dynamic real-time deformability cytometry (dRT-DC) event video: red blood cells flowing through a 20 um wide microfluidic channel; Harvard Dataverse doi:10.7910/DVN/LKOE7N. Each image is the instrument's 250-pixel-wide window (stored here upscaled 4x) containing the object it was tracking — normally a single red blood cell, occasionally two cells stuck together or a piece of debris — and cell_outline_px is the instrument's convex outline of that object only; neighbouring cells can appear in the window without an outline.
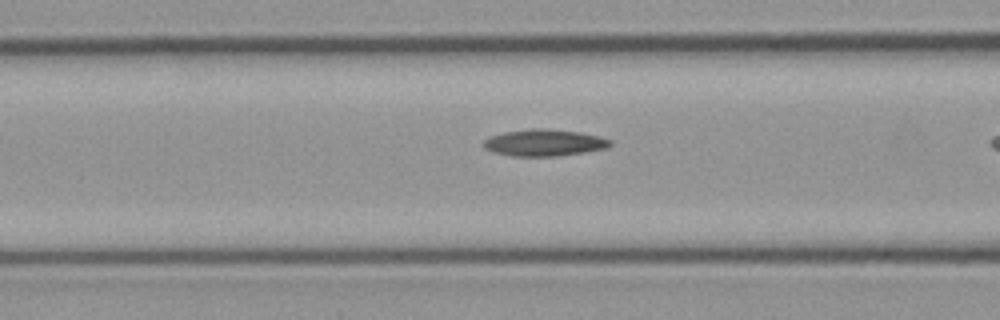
{"species": "common noctule bat (a hibernating species)", "species_latin": "Nyctalus noctula", "temperature_condition": "cold", "stored_images_in_passage": 11, "camera_frame_rate_fps": 3000, "um_per_image_px": 0.085, "animal": {"sex": "male", "body_mass_g": 23.1, "forearm_length_mm": 52.7}, "frame": {"image": 1, "passage_image": 7, "time_ms": 2.0, "image_size_px": [1000, 320], "cell_outline_px": [[612, 144], [604, 148], [584, 152], [556, 156], [512, 156], [492, 152], [484, 148], [484, 140], [492, 136], [504, 132], [532, 128], [544, 128], [580, 132], [612, 140]], "centroid_in_image_um": [46.23, 12.13], "position_along_channel_um": 120.4, "area_um2": 19.54}}
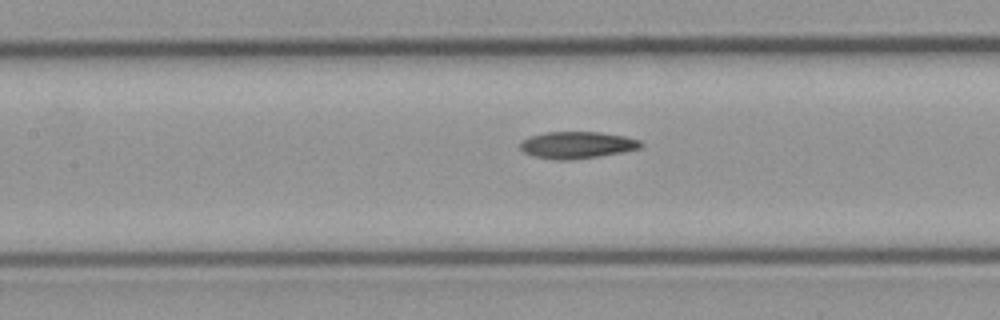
{"frame": {"image": 2, "passage_image": 10, "time_ms": 3.0, "image_size_px": [1000, 320], "cell_outline_px": [[644, 144], [640, 148], [600, 156], [572, 160], [556, 160], [532, 156], [524, 152], [520, 148], [520, 140], [528, 136], [544, 132], [600, 132], [624, 136], [640, 140]], "centroid_in_image_um": [49.0, 12.32], "position_along_channel_um": 158.4, "area_um2": 19.07}}